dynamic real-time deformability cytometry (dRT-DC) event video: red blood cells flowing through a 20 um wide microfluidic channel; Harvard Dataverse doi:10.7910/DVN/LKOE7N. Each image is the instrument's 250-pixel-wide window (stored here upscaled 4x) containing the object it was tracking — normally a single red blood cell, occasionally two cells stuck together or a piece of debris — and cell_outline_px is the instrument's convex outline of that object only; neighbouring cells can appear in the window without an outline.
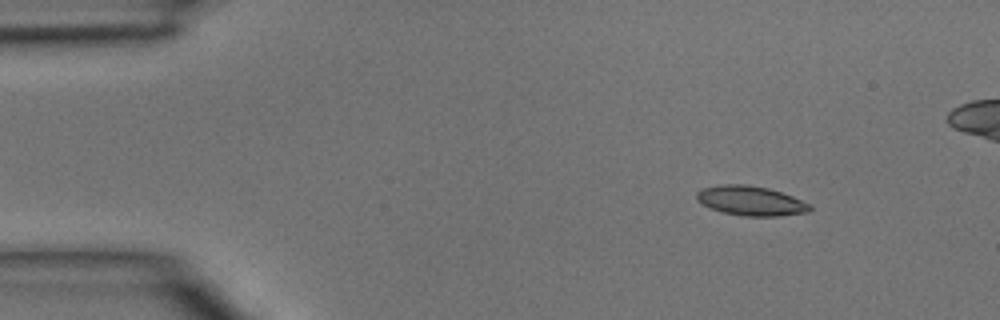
{"species": "common noctule bat (a hibernating species)", "species_latin": "Nyctalus noctula", "temperature_condition": "room temperature", "stored_images_in_passage": 4, "camera_frame_rate_fps": 3000, "um_per_image_px": 0.085, "animal": {"sex": "male", "body_mass_g": 15.6}, "frame": {"image": 1, "passage_image": 1, "time_ms": 0.0, "image_size_px": [1000, 320], "cell_outline_px": [[812, 208], [808, 212], [780, 216], [744, 216], [724, 212], [712, 208], [696, 200], [696, 192], [704, 188], [724, 184], [744, 184], [768, 188], [792, 196], [812, 204]], "centroid_in_image_um": [63.85, 17.07], "position_along_channel_um": 21.1, "area_um2": 19.36}}